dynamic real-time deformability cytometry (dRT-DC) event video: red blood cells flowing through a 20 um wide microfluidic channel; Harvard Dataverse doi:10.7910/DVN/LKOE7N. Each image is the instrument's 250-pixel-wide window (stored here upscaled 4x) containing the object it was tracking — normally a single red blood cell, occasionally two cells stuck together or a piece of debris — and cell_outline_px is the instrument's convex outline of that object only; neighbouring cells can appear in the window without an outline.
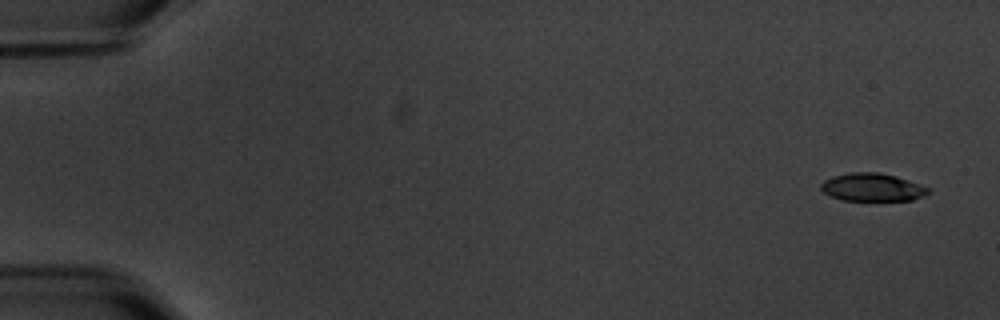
{"species": "common noctule bat (a hibernating species)", "species_latin": "Nyctalus noctula", "temperature_condition": "warm", "stored_images_in_passage": 15, "camera_frame_rate_fps": 3000, "um_per_image_px": 0.085, "animal": {"sex": "male", "body_mass_g": 20.1, "forearm_length_mm": 53.5}, "frame": {"image": 1, "passage_image": 1, "time_ms": 0.0, "image_size_px": [1000, 320], "cell_outline_px": [[932, 188], [924, 196], [912, 200], [844, 200], [832, 196], [824, 192], [820, 188], [820, 184], [824, 180], [832, 176], [852, 172], [876, 172], [896, 176]], "centroid_in_image_um": [74.16, 15.91], "position_along_channel_um": 10.8, "area_um2": 17.4}}
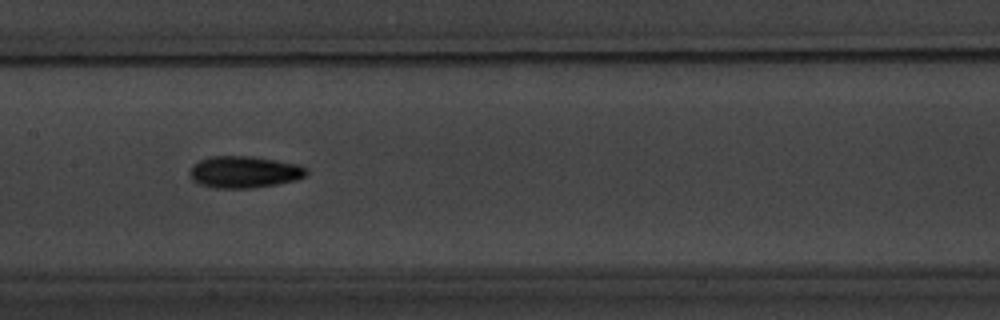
{"frame": {"image": 2, "passage_image": 8, "time_ms": 9.0, "image_size_px": [1000, 320], "cell_outline_px": [[308, 176], [296, 180], [276, 184], [252, 188], [216, 188], [200, 184], [192, 180], [188, 172], [192, 164], [200, 160], [212, 156], [252, 156], [276, 160], [296, 164], [308, 168]], "centroid_in_image_um": [20.76, 14.62], "position_along_channel_um": 186.6, "area_um2": 21.79}}
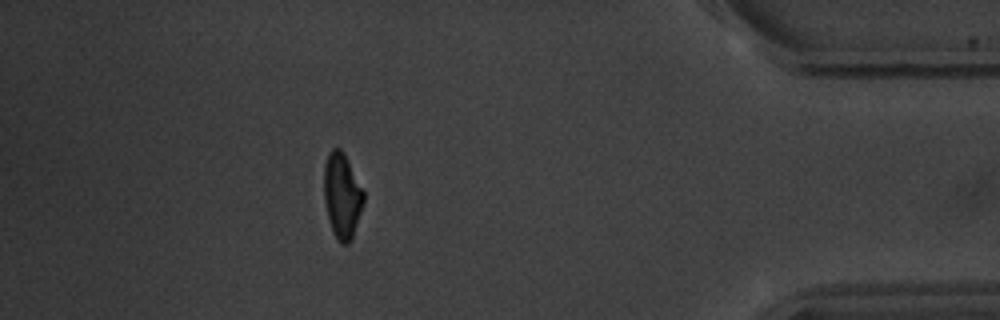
{"frame": {"image": 3, "passage_image": 14, "time_ms": 16.333, "image_size_px": [1000, 320], "cell_outline_px": [[364, 204], [352, 240], [348, 244], [340, 244], [332, 232], [324, 200], [324, 164], [328, 152], [332, 148], [340, 148], [344, 152], [364, 192]], "centroid_in_image_um": [29.08, 16.64], "position_along_channel_um": 406.1, "area_um2": 19.94}, "authors_computed_cell_mechanics": {"area_um2": 19.652, "velocity_mm_per_s": 3.5579, "shape_relaxation_time_tau1_ms": 4.4485, "shape_relaxation_time_tau2_ms": 3.4515, "deformation_change_tau1": 0.1559, "deformation_change_tau2": 0.0923}}